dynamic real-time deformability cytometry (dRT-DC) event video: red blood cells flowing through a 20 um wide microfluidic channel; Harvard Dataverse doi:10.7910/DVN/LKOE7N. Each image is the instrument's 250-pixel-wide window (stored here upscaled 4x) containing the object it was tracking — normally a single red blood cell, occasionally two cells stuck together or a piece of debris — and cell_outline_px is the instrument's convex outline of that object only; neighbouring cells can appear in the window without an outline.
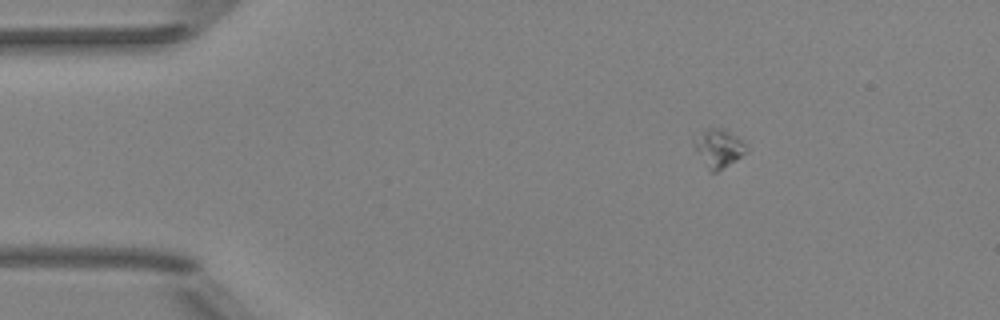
{"species": "Egyptian fruit bat (a non-hibernating species)", "species_latin": "Rousettus aegyptiacus", "temperature_condition": "room temperature", "stored_images_in_passage": 6, "segment_of_instrument_passage": [2, 2], "camera_frame_rate_fps": 3000, "um_per_image_px": 0.085, "animal": {"sex": "female"}, "frame": {"image": 1, "passage_image": 6, "time_ms": 5.667, "image_size_px": [1000, 320], "cell_outline_px": [[748, 152], [736, 160], [716, 172], [712, 172], [708, 168], [696, 148], [696, 144], [704, 132], [708, 128], [724, 128], [736, 136], [748, 148]], "centroid_in_image_um": [61.19, 12.61], "position_along_channel_um": 23.8, "area_um2": 10.81}}